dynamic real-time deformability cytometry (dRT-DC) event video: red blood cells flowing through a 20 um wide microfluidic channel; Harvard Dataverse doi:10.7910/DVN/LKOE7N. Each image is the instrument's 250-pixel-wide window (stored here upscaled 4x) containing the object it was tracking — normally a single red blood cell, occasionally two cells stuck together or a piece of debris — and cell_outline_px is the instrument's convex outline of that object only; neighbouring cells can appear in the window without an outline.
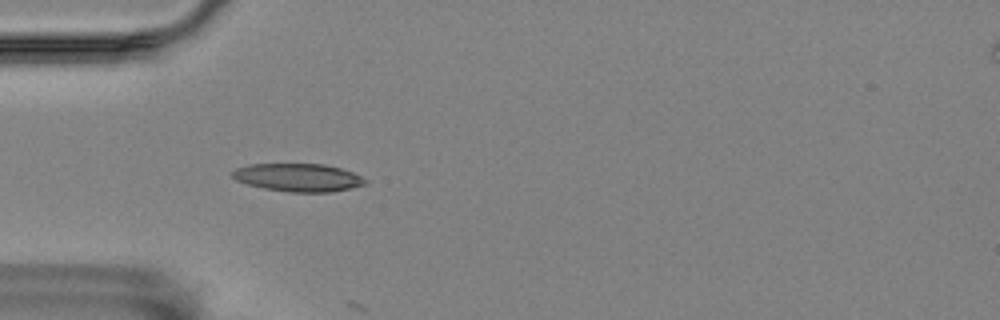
{"species": "Egyptian fruit bat (a non-hibernating species)", "species_latin": "Rousettus aegyptiacus", "temperature_condition": "room temperature", "stored_images_in_passage": 18, "camera_frame_rate_fps": 3000, "um_per_image_px": 0.085, "animal": {"sex": "female"}, "frame": {"image": 1, "passage_image": 17, "time_ms": 5.333, "image_size_px": [1000, 320], "cell_outline_px": [[368, 184], [352, 188], [332, 192], [288, 192], [264, 188], [248, 184], [236, 180], [232, 176], [232, 172], [236, 168], [248, 164], [324, 164], [340, 168], [352, 172], [368, 180]], "centroid_in_image_um": [25.37, 15.09], "position_along_channel_um": 59.6, "area_um2": 21.73}}